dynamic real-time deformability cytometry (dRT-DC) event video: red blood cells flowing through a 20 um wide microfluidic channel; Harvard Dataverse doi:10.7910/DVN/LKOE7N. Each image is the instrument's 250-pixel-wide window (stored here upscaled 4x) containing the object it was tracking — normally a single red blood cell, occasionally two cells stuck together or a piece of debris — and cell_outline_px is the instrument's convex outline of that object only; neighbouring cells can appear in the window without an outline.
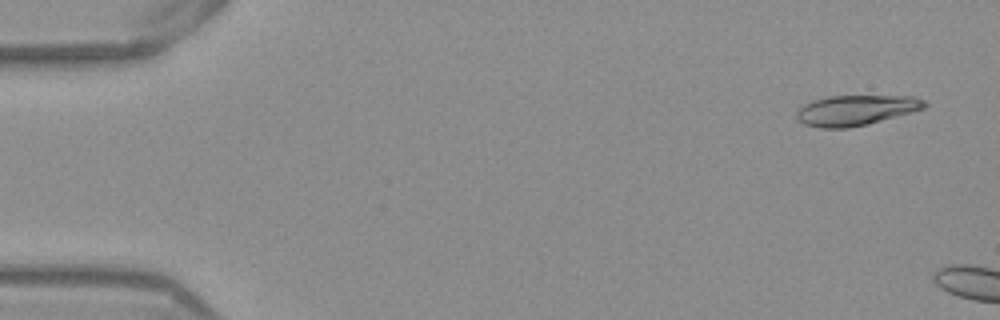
{"species": "Egyptian fruit bat (a non-hibernating species)", "species_latin": "Rousettus aegyptiacus", "temperature_condition": "warm", "stored_images_in_passage": 7, "camera_frame_rate_fps": 3000, "um_per_image_px": 0.085, "frame": {"image": 1, "passage_image": 3, "time_ms": 0.667, "image_size_px": [1000, 320], "cell_outline_px": [[928, 104], [924, 108], [912, 112], [868, 124], [848, 128], [820, 128], [804, 124], [796, 120], [796, 112], [804, 104], [812, 100], [828, 96], [916, 96], [924, 100]], "centroid_in_image_um": [72.74, 9.37], "position_along_channel_um": 12.3, "area_um2": 22.72}}